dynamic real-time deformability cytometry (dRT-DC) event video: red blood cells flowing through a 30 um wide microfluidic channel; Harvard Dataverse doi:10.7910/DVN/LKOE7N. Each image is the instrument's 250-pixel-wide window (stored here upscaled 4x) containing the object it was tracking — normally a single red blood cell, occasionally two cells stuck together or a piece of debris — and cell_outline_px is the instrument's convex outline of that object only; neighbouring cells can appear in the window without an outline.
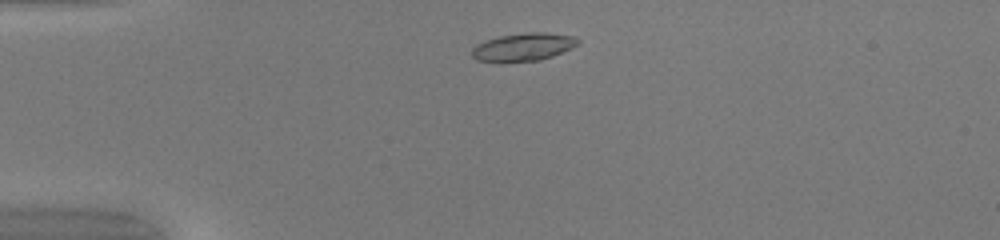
{"species": "common noctule bat (a hibernating species)", "species_latin": "Nyctalus noctula", "temperature_condition": "warm", "stored_images_in_passage": 40, "camera_frame_rate_fps": 3000, "um_per_image_px": 0.085, "animal": {"sex": "female", "body_mass_g": 20.0, "forearm_length_mm": 54.0}, "frame": {"image": 1, "passage_image": 3, "time_ms": 0.667, "image_size_px": [1000, 240], "cell_outline_px": [[580, 44], [572, 48], [552, 56], [540, 60], [496, 64], [476, 60], [472, 56], [472, 48], [476, 44], [500, 36], [528, 32], [544, 32], [572, 36], [580, 40]], "centroid_in_image_um": [44.45, 4.03], "position_along_channel_um": 40.6, "area_um2": 17.63}}
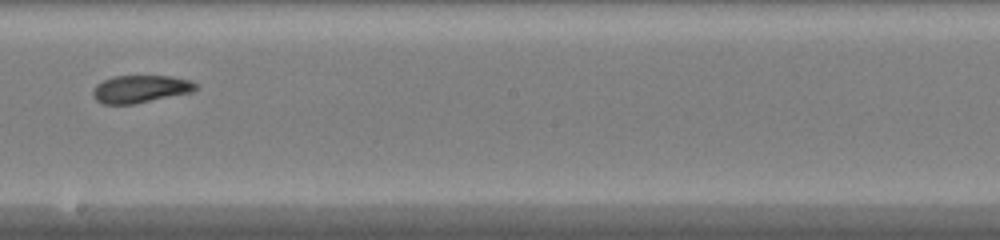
{"frame": {"image": 2, "passage_image": 20, "time_ms": 6.333, "image_size_px": [1000, 240], "cell_outline_px": [[200, 88], [192, 92], [132, 104], [104, 104], [96, 100], [92, 96], [92, 92], [96, 84], [112, 76], [172, 76], [192, 80]], "centroid_in_image_um": [11.95, 7.55], "position_along_channel_um": 236.2, "area_um2": 16.59}}
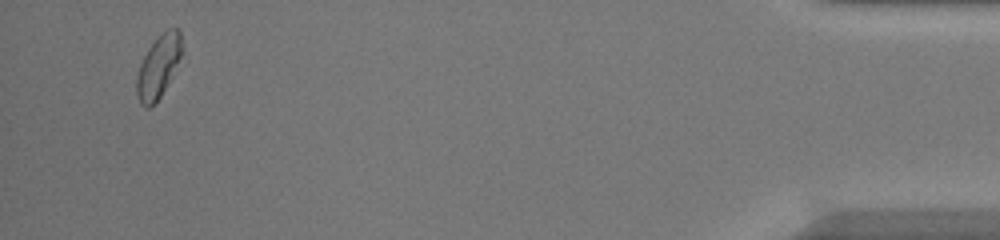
{"frame": {"image": 3, "passage_image": 39, "time_ms": 12.667, "image_size_px": [1000, 240], "cell_outline_px": [[180, 56], [160, 96], [148, 108], [140, 104], [136, 92], [136, 76], [140, 64], [148, 48], [168, 28], [180, 28]], "centroid_in_image_um": [13.41, 5.66], "position_along_channel_um": 421.8, "area_um2": 15.61}}